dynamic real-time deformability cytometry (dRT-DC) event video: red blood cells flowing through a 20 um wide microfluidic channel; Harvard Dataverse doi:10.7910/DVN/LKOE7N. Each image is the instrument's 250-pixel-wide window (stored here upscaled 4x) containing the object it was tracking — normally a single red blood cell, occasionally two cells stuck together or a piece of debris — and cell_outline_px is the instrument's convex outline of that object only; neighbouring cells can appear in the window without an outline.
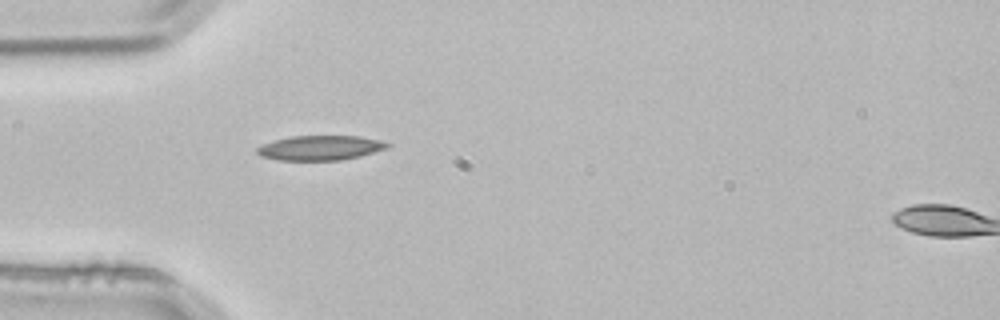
{"species": "common noctule bat (a hibernating species)", "species_latin": "Nyctalus noctula", "temperature_condition": "room temperature", "stored_images_in_passage": 2, "segment_of_instrument_passage": [1, 2], "camera_frame_rate_fps": 3000, "um_per_image_px": 0.085, "animal": {"sex": "male", "body_mass_g": 21.5, "forearm_length_mm": 52.0}, "frame": {"image": 1, "passage_image": 1, "time_ms": 0.0, "image_size_px": [1000, 320], "cell_outline_px": [[392, 144], [388, 148], [360, 156], [340, 160], [276, 160], [260, 156], [256, 152], [256, 148], [260, 144], [272, 140], [292, 136], [360, 136], [380, 140]], "centroid_in_image_um": [27.19, 12.56], "position_along_channel_um": 57.8, "area_um2": 18.96}}